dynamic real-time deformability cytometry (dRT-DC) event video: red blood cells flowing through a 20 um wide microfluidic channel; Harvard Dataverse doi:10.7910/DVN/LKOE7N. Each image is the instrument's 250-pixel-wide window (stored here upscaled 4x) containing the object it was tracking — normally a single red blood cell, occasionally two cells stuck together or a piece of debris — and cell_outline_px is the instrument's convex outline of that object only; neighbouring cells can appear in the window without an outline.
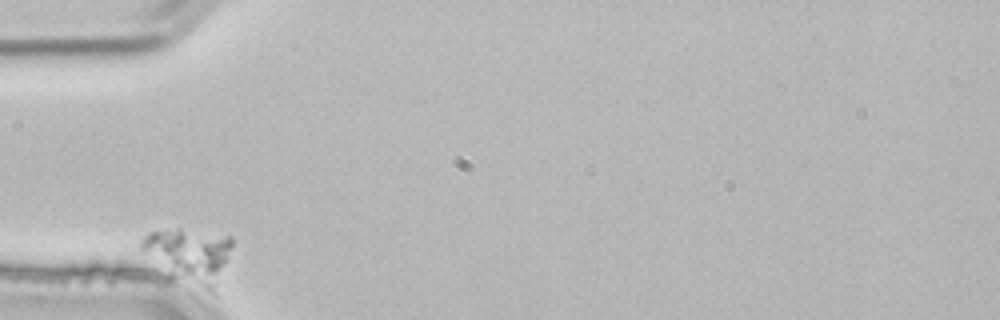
{"species": "common noctule bat (a hibernating species)", "species_latin": "Nyctalus noctula", "temperature_condition": "room temperature", "stored_images_in_passage": 2, "camera_frame_rate_fps": 3000, "um_per_image_px": 0.085, "animal": {"sex": "male", "body_mass_g": 21.5, "forearm_length_mm": 52.0}, "frame": {"image": 1, "passage_image": 1, "time_ms": 0.0, "image_size_px": [1000, 320], "cell_outline_px": [[232, 244], [220, 296], [216, 296], [168, 280], [140, 248], [140, 240], [148, 232], [180, 228], [232, 236]], "centroid_in_image_um": [16.14, 21.86], "position_along_channel_um": 68.9, "area_um2": 31.27}}